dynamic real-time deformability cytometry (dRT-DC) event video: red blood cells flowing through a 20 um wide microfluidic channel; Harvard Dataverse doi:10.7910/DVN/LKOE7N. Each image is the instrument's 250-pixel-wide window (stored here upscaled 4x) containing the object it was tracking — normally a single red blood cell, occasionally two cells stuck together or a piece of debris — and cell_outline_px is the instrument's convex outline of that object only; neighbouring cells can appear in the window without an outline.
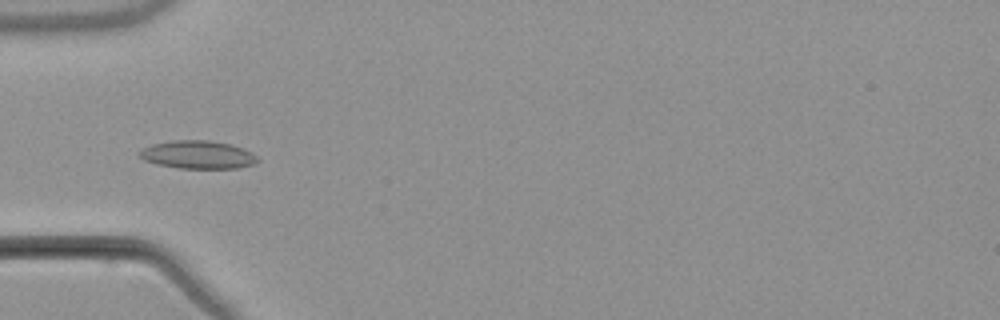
{"species": "common noctule bat (a hibernating species)", "species_latin": "Nyctalus noctula", "temperature_condition": "warm", "stored_images_in_passage": 7, "camera_frame_rate_fps": 3000, "um_per_image_px": 0.085, "animal": {"sex": "male", "body_mass_g": 21.5, "forearm_length_mm": 52.0}, "frame": {"image": 1, "passage_image": 5, "time_ms": 4.667, "image_size_px": [1000, 320], "cell_outline_px": [[260, 160], [252, 164], [236, 168], [176, 168], [156, 164], [144, 160], [136, 156], [136, 152], [152, 144], [172, 140], [208, 140], [228, 144], [244, 148], [252, 152]], "centroid_in_image_um": [16.76, 13.15], "position_along_channel_um": 68.2, "area_um2": 19.42}}
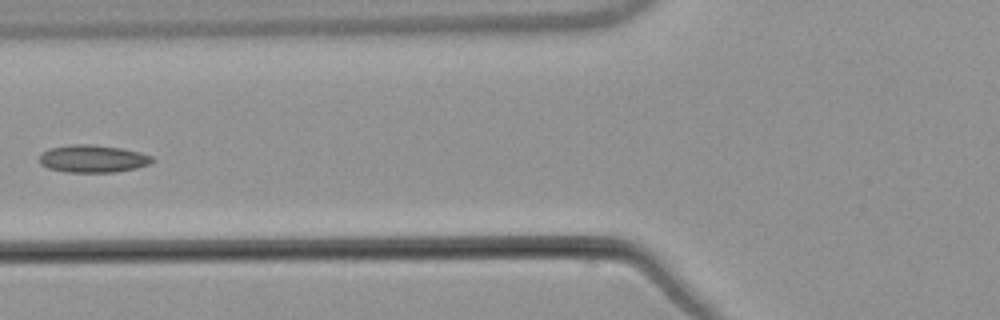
{"frame": {"image": 2, "passage_image": 6, "time_ms": 6.0, "image_size_px": [1000, 320], "cell_outline_px": [[156, 160], [152, 164], [136, 168], [112, 172], [68, 172], [48, 168], [40, 164], [40, 156], [48, 148], [72, 144], [92, 144], [120, 148], [140, 152], [152, 156]], "centroid_in_image_um": [7.93, 13.49], "position_along_channel_um": 117.9, "area_um2": 18.15}}
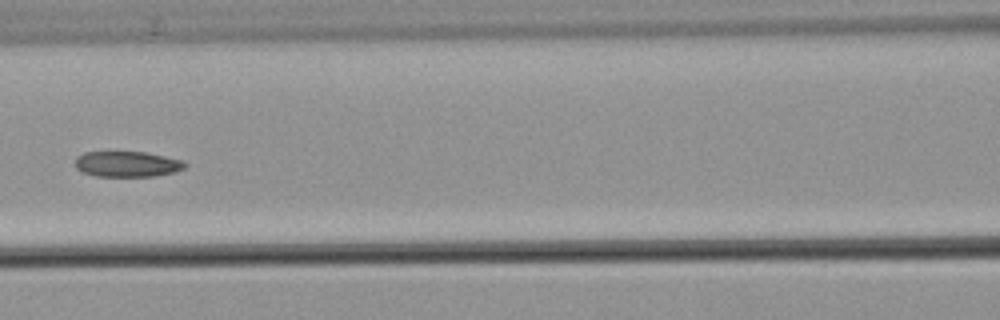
{"frame": {"image": 3, "passage_image": 7, "time_ms": 7.0, "image_size_px": [1000, 320], "cell_outline_px": [[188, 164], [184, 168], [176, 172], [152, 176], [96, 176], [84, 172], [76, 168], [76, 156], [84, 152], [144, 152], [184, 160]], "centroid_in_image_um": [10.84, 13.94], "position_along_channel_um": 155.8, "area_um2": 16.36}}